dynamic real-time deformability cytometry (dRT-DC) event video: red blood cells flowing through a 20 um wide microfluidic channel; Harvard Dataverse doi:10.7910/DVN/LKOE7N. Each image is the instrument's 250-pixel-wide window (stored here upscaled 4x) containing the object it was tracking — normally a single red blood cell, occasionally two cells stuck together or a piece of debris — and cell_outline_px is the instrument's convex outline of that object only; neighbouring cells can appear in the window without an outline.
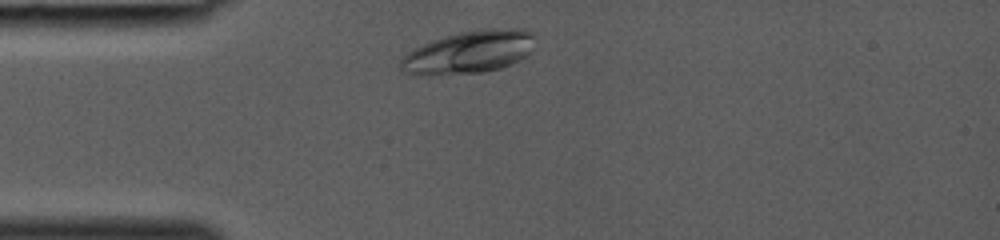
{"species": "common noctule bat (a hibernating species)", "species_latin": "Nyctalus noctula", "temperature_condition": "room temperature", "stored_images_in_passage": 9, "camera_frame_rate_fps": 3000, "um_per_image_px": 0.085, "animal": {"sex": "female", "body_mass_g": 19.0, "forearm_length_mm": 53.3}, "frame": {"image": 1, "passage_image": 1, "time_ms": 0.0, "image_size_px": [1000, 240], "cell_outline_px": [[536, 32], [532, 48], [520, 60], [512, 64], [500, 68], [484, 72], [432, 76], [420, 76], [408, 72], [400, 68], [400, 60], [408, 52], [432, 40], [444, 36], [460, 32], [488, 28], [524, 28]], "centroid_in_image_um": [39.9, 4.43], "position_along_channel_um": 45.1, "area_um2": 33.7}}
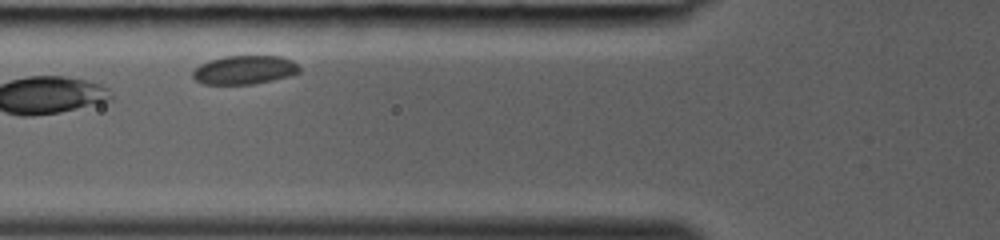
{"frame": {"image": 2, "passage_image": 4, "time_ms": 1.0, "image_size_px": [1000, 240], "cell_outline_px": [[300, 72], [288, 76], [272, 80], [252, 84], [204, 84], [196, 80], [192, 76], [192, 72], [200, 64], [208, 60], [224, 56], [280, 56], [292, 60], [300, 68]], "centroid_in_image_um": [20.76, 5.93], "position_along_channel_um": 105.0, "area_um2": 17.8}}
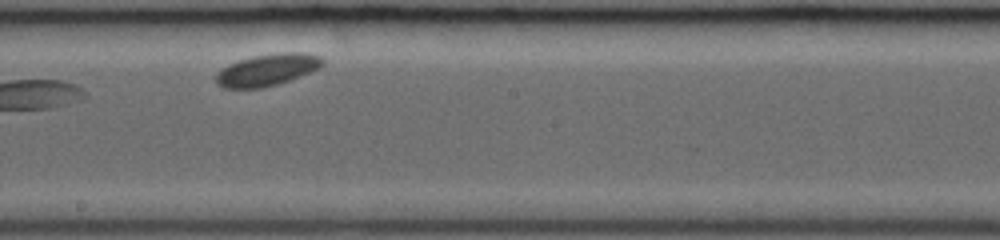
{"frame": {"image": 3, "passage_image": 8, "time_ms": 2.333, "image_size_px": [1000, 240], "cell_outline_px": [[324, 64], [320, 68], [288, 80], [276, 84], [260, 88], [224, 88], [216, 84], [216, 72], [220, 68], [228, 64], [252, 56], [280, 52], [304, 52], [320, 56], [324, 60]], "centroid_in_image_um": [22.7, 5.92], "position_along_channel_um": 225.5, "area_um2": 19.83}}